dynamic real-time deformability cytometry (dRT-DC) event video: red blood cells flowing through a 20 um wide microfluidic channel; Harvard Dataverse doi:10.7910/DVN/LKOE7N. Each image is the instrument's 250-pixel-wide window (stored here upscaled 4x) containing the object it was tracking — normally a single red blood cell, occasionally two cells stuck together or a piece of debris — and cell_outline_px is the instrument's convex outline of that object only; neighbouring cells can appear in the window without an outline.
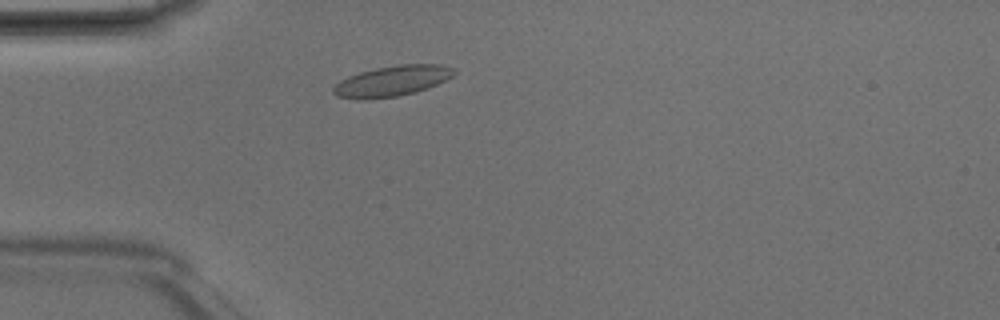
{"species": "Egyptian fruit bat (a non-hibernating species)", "species_latin": "Rousettus aegyptiacus", "temperature_condition": "room temperature", "stored_images_in_passage": 2, "camera_frame_rate_fps": 3000, "um_per_image_px": 0.085, "animal": {"sex": "male"}, "frame": {"image": 1, "passage_image": 2, "time_ms": 0.333, "image_size_px": [1000, 320], "cell_outline_px": [[456, 72], [452, 76], [428, 88], [416, 92], [396, 96], [368, 100], [360, 100], [336, 96], [332, 92], [332, 88], [340, 80], [348, 76], [360, 72], [376, 68], [400, 64], [440, 64], [456, 68]], "centroid_in_image_um": [33.31, 6.89], "position_along_channel_um": 51.7, "area_um2": 21.62}}